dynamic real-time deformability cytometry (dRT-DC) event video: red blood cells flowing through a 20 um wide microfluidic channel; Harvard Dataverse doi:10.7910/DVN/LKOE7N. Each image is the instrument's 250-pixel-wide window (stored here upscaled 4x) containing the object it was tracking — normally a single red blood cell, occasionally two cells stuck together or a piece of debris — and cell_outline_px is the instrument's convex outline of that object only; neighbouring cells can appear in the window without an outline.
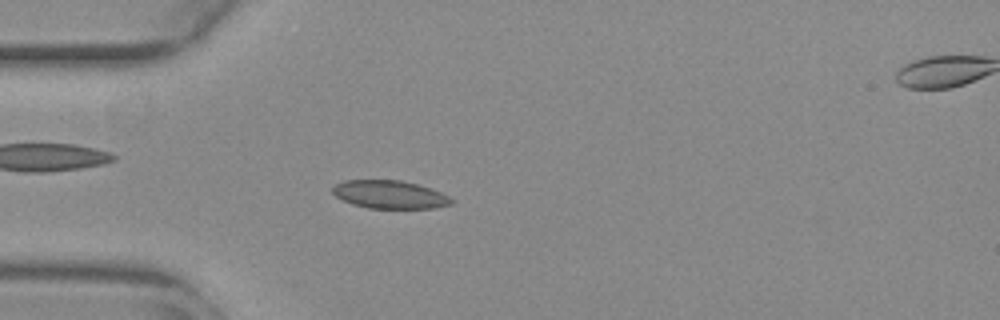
{"species": "common noctule bat (a hibernating species)", "species_latin": "Nyctalus noctula", "temperature_condition": "warm", "stored_images_in_passage": 53, "camera_frame_rate_fps": 3000, "um_per_image_px": 0.085, "animal": {"sex": "female", "body_mass_g": 29.2, "forearm_length_mm": 56.3}, "frame": {"image": 1, "passage_image": 15, "time_ms": 4.667, "image_size_px": [1000, 320], "cell_outline_px": [[452, 204], [436, 208], [368, 208], [352, 204], [336, 196], [332, 192], [332, 188], [336, 184], [344, 180], [400, 180], [432, 188], [448, 196], [452, 200]], "centroid_in_image_um": [33.13, 16.53], "position_along_channel_um": 51.9, "area_um2": 19.36}}
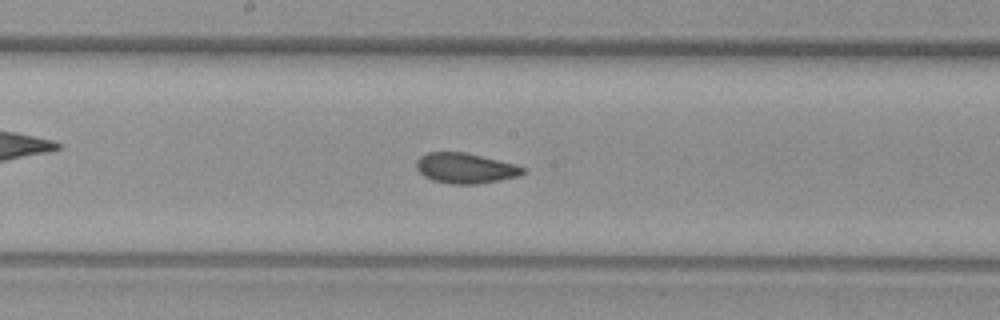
{"frame": {"image": 2, "passage_image": 28, "time_ms": 9.0, "image_size_px": [1000, 320], "cell_outline_px": [[524, 172], [520, 176], [500, 180], [476, 184], [452, 184], [432, 180], [424, 176], [416, 168], [416, 160], [420, 156], [428, 152], [464, 152], [516, 164], [524, 168]], "centroid_in_image_um": [39.54, 14.29], "position_along_channel_um": 208.7, "area_um2": 18.79}}
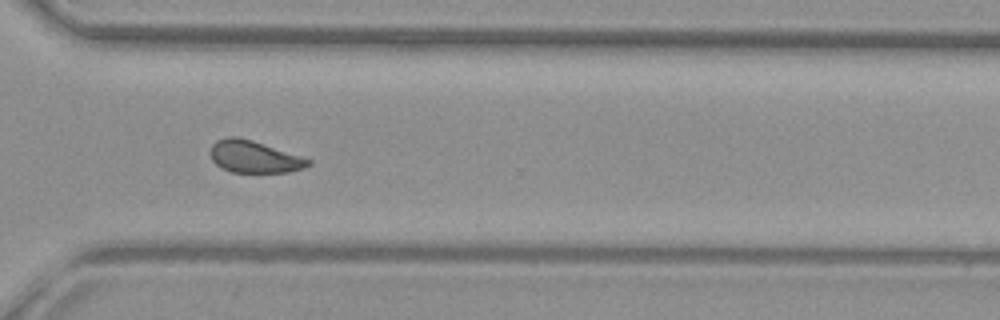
{"frame": {"image": 3, "passage_image": 39, "time_ms": 12.667, "image_size_px": [1000, 320], "cell_outline_px": [[312, 164], [304, 168], [288, 172], [232, 172], [220, 168], [212, 160], [208, 152], [212, 144], [216, 140], [228, 136], [236, 136], [252, 140], [312, 160]], "centroid_in_image_um": [21.56, 13.32], "position_along_channel_um": 349.0, "area_um2": 18.38}, "authors_computed_cell_mechanics": {"area_um2": 19.074, "velocity_mm_per_s": 3.8343, "shape_relaxation_time_tau1_ms": null, "shape_relaxation_time_tau2_ms": 2.5947, "deformation_change_tau1": null, "deformation_change_tau2": 0.0613}}